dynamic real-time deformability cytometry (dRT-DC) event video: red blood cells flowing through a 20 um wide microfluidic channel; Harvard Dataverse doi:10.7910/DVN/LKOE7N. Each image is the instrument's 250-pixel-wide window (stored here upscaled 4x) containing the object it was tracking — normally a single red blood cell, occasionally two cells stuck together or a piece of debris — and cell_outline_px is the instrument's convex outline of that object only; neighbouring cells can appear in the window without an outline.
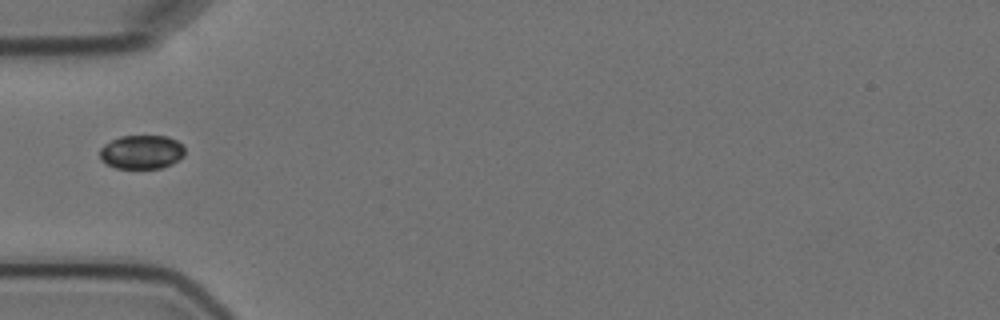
{"species": "Egyptian fruit bat (a non-hibernating species)", "species_latin": "Rousettus aegyptiacus", "temperature_condition": "cold", "stored_images_in_passage": 4, "camera_frame_rate_fps": 3000, "um_per_image_px": 0.085, "animal": {"sex": "female"}, "frame": {"image": 1, "passage_image": 4, "time_ms": 4.333, "image_size_px": [1000, 320], "cell_outline_px": [[184, 156], [172, 164], [160, 168], [116, 168], [108, 164], [100, 156], [100, 148], [104, 144], [120, 136], [168, 136], [184, 144]], "centroid_in_image_um": [12.08, 12.91], "position_along_channel_um": 72.9, "area_um2": 16.76}}